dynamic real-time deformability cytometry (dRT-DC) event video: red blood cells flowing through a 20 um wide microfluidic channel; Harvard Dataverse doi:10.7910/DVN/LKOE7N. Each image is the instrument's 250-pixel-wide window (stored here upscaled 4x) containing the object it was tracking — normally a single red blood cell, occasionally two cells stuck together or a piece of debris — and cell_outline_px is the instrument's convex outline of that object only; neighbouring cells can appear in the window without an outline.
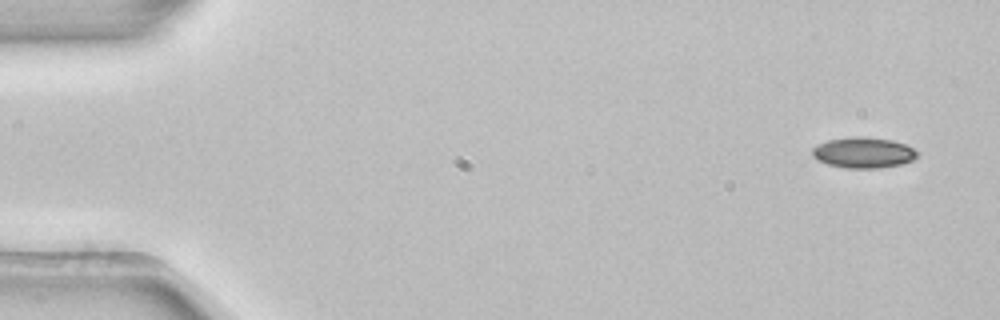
{"species": "common noctule bat (a hibernating species)", "species_latin": "Nyctalus noctula", "temperature_condition": "room temperature", "stored_images_in_passage": 4, "camera_frame_rate_fps": 3000, "um_per_image_px": 0.085, "animal": {"sex": "female", "body_mass_g": 22.7, "forearm_length_mm": 54.2}, "frame": {"image": 1, "passage_image": 1, "time_ms": 0.0, "image_size_px": [1000, 320], "cell_outline_px": [[920, 156], [912, 160], [900, 164], [880, 168], [848, 168], [828, 164], [812, 156], [812, 148], [828, 140], [856, 136], [860, 136], [892, 140], [904, 144], [920, 152]], "centroid_in_image_um": [73.43, 12.97], "position_along_channel_um": 11.6, "area_um2": 18.67}}